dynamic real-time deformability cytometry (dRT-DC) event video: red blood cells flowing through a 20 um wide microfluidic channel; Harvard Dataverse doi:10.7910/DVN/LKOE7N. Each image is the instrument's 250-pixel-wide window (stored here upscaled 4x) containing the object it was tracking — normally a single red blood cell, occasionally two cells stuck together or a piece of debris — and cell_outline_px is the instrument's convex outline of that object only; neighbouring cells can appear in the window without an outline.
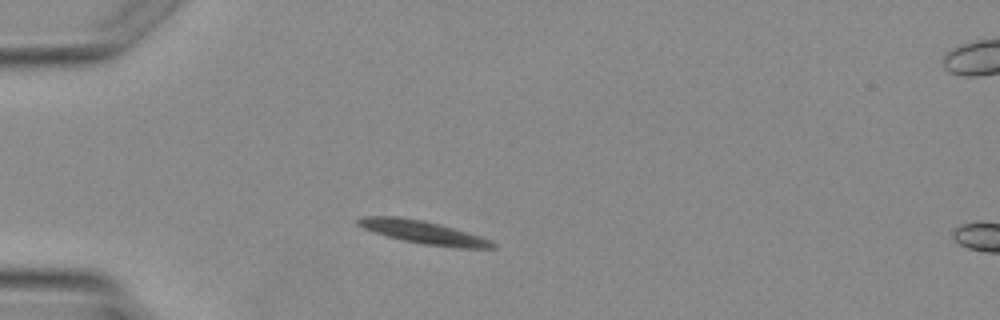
{"species": "Egyptian fruit bat (a non-hibernating species)", "species_latin": "Rousettus aegyptiacus", "temperature_condition": "warm", "stored_images_in_passage": 2, "camera_frame_rate_fps": 3000, "um_per_image_px": 0.085, "animal": {"sex": "female"}, "frame": {"image": 1, "passage_image": 1, "time_ms": 0.0, "image_size_px": [1000, 320], "cell_outline_px": [[496, 248], [456, 248], [424, 244], [404, 240], [388, 236], [364, 228], [356, 224], [356, 220], [364, 216], [396, 216], [424, 220], [440, 224], [480, 236], [492, 240], [496, 244]], "centroid_in_image_um": [36.02, 19.74], "position_along_channel_um": 49.0, "area_um2": 17.92}}